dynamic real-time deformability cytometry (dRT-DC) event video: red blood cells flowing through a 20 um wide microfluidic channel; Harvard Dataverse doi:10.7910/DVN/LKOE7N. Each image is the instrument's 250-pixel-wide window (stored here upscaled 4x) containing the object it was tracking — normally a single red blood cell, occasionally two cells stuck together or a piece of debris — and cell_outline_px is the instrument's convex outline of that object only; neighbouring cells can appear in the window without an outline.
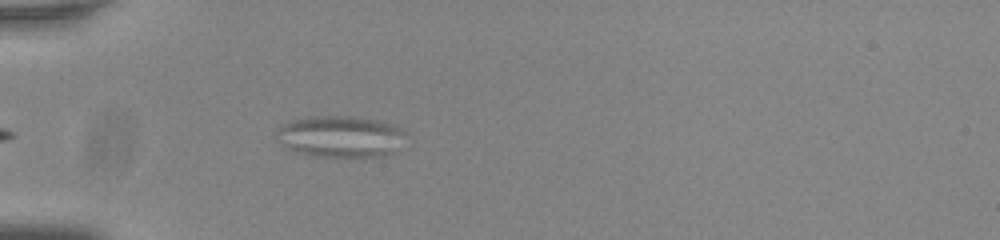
{"species": "common noctule bat (a hibernating species)", "species_latin": "Nyctalus noctula", "temperature_condition": "room temperature", "stored_images_in_passage": 7, "camera_frame_rate_fps": 3000, "um_per_image_px": 0.085, "animal": {"sex": "male", "body_mass_g": 20.0, "forearm_length_mm": 53.3}, "frame": {"image": 1, "passage_image": 3, "time_ms": 0.667, "image_size_px": [1000, 240], "cell_outline_px": [[404, 132], [396, 152], [384, 156], [308, 156], [296, 152], [288, 148], [276, 140], [272, 136], [276, 128], [280, 124], [288, 120], [308, 116], [352, 116], [376, 120], [396, 124]], "centroid_in_image_um": [28.83, 11.59], "position_along_channel_um": 56.2, "area_um2": 31.79}}
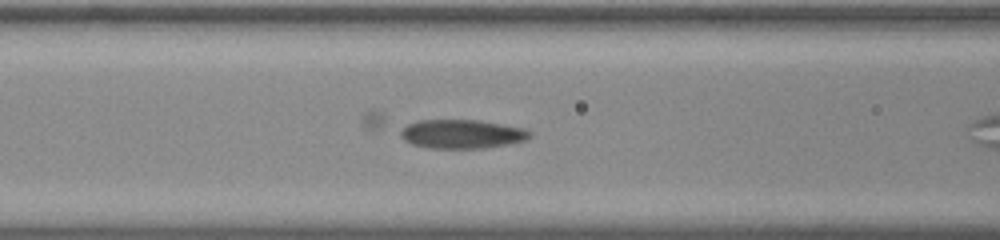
{"frame": {"image": 2, "passage_image": 6, "time_ms": 1.667, "image_size_px": [1000, 240], "cell_outline_px": [[532, 136], [524, 140], [484, 148], [428, 148], [412, 144], [404, 140], [400, 136], [400, 128], [408, 124], [420, 120], [480, 120], [524, 128], [532, 132]], "centroid_in_image_um": [39.23, 11.38], "position_along_channel_um": 127.4, "area_um2": 21.73}}